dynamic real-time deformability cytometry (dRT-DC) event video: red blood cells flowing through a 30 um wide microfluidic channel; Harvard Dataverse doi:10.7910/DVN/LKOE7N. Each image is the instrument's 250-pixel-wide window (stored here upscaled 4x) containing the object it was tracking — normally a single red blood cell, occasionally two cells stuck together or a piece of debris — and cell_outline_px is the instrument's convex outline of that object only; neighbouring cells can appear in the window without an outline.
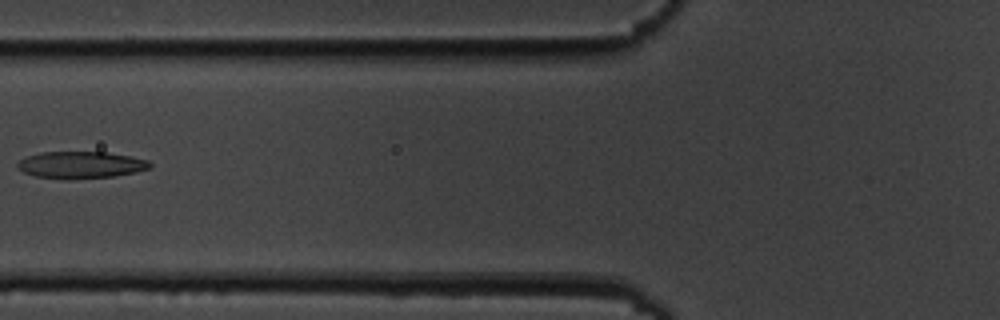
{"species": "common noctule bat (a hibernating species)", "species_latin": "Nyctalus noctula", "temperature_condition": "cold", "stored_images_in_passage": 6, "camera_frame_rate_fps": 3000, "um_per_image_px": 0.085, "animal": {"sex": "male", "body_mass_g": 19.5, "forearm_length_mm": 54.6}, "frame": {"image": 1, "passage_image": 6, "time_ms": 5.667, "image_size_px": [1000, 320], "cell_outline_px": [[152, 164], [148, 168], [136, 172], [112, 176], [36, 176], [24, 172], [16, 168], [16, 164], [20, 160], [28, 156], [40, 152], [108, 152], [132, 156], [148, 160]], "centroid_in_image_um": [6.9, 13.96], "position_along_channel_um": 118.9, "area_um2": 19.77}}